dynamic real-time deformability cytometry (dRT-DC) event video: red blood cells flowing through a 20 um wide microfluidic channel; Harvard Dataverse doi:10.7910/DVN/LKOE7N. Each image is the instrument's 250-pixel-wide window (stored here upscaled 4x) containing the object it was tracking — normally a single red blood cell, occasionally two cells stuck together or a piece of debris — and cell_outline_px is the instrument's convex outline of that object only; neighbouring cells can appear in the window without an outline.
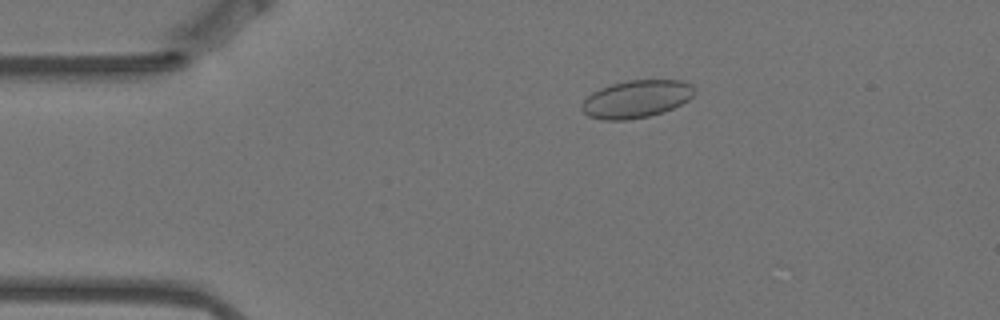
{"species": "Egyptian fruit bat (a non-hibernating species)", "species_latin": "Rousettus aegyptiacus", "temperature_condition": "warm", "stored_images_in_passage": 11, "camera_frame_rate_fps": 3000, "um_per_image_px": 0.085, "animal": {"sex": "female"}, "frame": {"image": 1, "passage_image": 3, "time_ms": 0.667, "image_size_px": [1000, 320], "cell_outline_px": [[696, 92], [688, 100], [664, 112], [648, 116], [628, 120], [604, 120], [588, 116], [580, 108], [580, 104], [592, 92], [600, 88], [612, 84], [628, 80], [680, 80], [692, 84]], "centroid_in_image_um": [54.08, 8.41], "position_along_channel_um": 30.9, "area_um2": 24.74}}
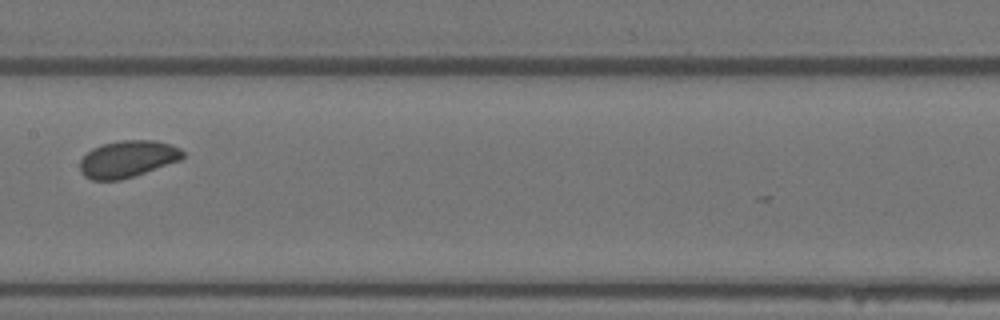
{"frame": {"image": 2, "passage_image": 8, "time_ms": 2.333, "image_size_px": [1000, 320], "cell_outline_px": [[184, 156], [180, 160], [120, 180], [92, 180], [84, 176], [80, 172], [80, 160], [92, 148], [100, 144], [120, 140], [156, 140], [172, 144], [180, 148], [184, 152]], "centroid_in_image_um": [10.83, 13.49], "position_along_channel_um": 196.6, "area_um2": 22.08}}
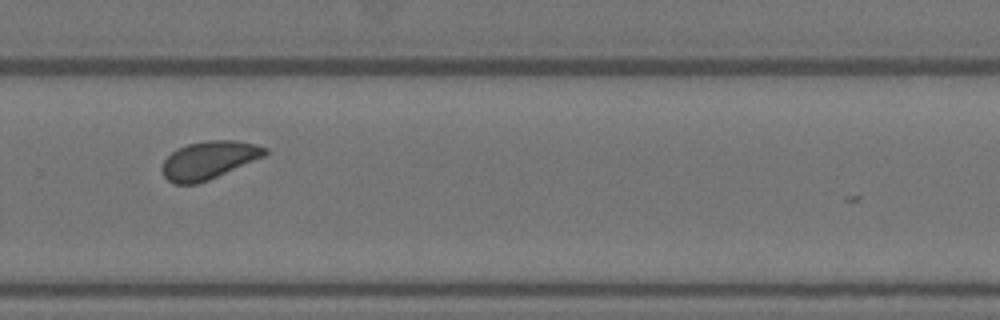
{"frame": {"image": 3, "passage_image": 11, "time_ms": 3.333, "image_size_px": [1000, 320], "cell_outline_px": [[268, 152], [264, 156], [208, 180], [196, 184], [172, 184], [164, 176], [160, 168], [164, 160], [176, 148], [188, 144], [208, 140], [232, 140], [256, 144], [268, 148]], "centroid_in_image_um": [17.72, 13.61], "position_along_channel_um": 312.1, "area_um2": 22.66}}